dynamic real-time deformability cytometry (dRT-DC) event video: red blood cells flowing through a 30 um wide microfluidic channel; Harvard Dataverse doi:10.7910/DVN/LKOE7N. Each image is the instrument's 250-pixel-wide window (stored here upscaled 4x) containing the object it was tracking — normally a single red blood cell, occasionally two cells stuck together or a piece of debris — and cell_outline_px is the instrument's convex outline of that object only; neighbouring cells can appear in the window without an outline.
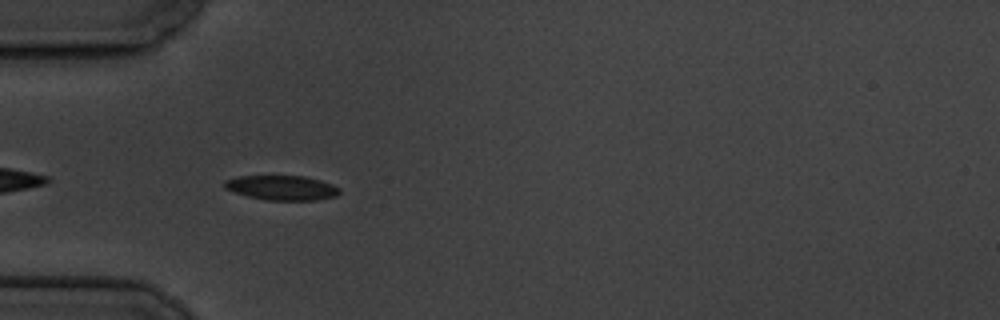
{"species": "common noctule bat (a hibernating species)", "species_latin": "Nyctalus noctula", "temperature_condition": "cold", "stored_images_in_passage": 44, "camera_frame_rate_fps": 3000, "um_per_image_px": 0.085, "animal": {"sex": "male", "body_mass_g": 19.5, "forearm_length_mm": 54.6}, "frame": {"image": 1, "passage_image": 4, "time_ms": 1.0, "image_size_px": [1000, 320], "cell_outline_px": [[340, 192], [336, 196], [316, 200], [264, 200], [248, 196], [224, 188], [224, 180], [240, 176], [304, 176], [320, 180], [332, 184], [340, 188]], "centroid_in_image_um": [23.97, 15.96], "position_along_channel_um": 61.0, "area_um2": 16.47}}
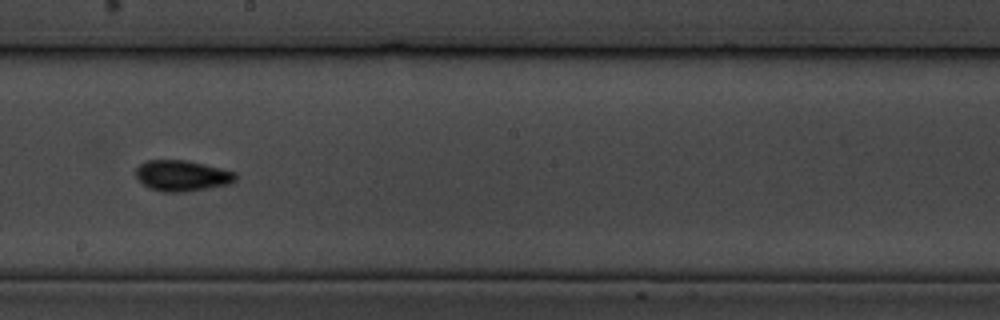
{"frame": {"image": 2, "passage_image": 19, "time_ms": 6.0, "image_size_px": [1000, 320], "cell_outline_px": [[236, 180], [228, 184], [184, 192], [164, 192], [148, 188], [136, 176], [136, 168], [140, 164], [148, 160], [188, 160], [236, 172]], "centroid_in_image_um": [15.47, 14.93], "position_along_channel_um": 232.7, "area_um2": 17.8}}
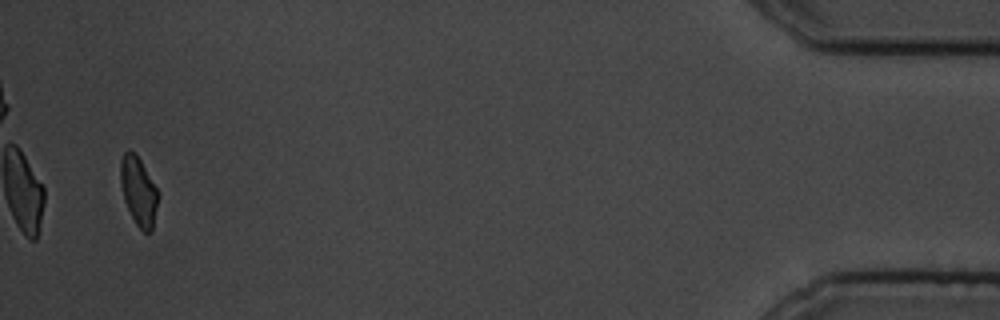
{"frame": {"image": 3, "passage_image": 42, "time_ms": 13.667, "image_size_px": [1000, 320], "cell_outline_px": [[160, 192], [152, 232], [144, 232], [136, 224], [124, 200], [120, 184], [120, 160], [124, 152], [136, 152]], "centroid_in_image_um": [11.8, 16.23], "position_along_channel_um": 423.4, "area_um2": 15.26}, "authors_computed_cell_mechanics": {"area_um2": 16.2707, "velocity_mm_per_s": 3.502, "shape_relaxation_time_tau1_ms": 2.7998, "shape_relaxation_time_tau2_ms": 2.3731, "deformation_change_tau1": 0.0994, "deformation_change_tau2": 0.0667}}